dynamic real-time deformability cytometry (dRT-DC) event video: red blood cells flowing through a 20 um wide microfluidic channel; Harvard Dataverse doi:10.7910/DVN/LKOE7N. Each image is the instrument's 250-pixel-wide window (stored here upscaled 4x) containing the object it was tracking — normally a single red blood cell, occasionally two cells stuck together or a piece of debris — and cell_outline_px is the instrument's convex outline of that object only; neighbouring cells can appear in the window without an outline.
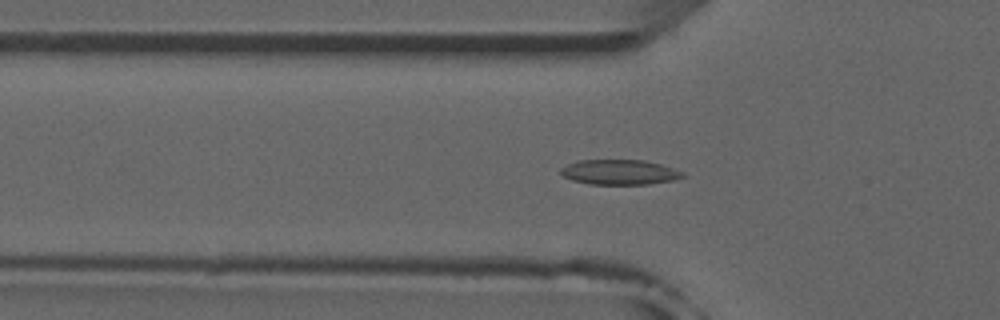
{"species": "common noctule bat (a hibernating species)", "species_latin": "Nyctalus noctula", "temperature_condition": "room temperature", "stored_images_in_passage": 52, "camera_frame_rate_fps": 3000, "um_per_image_px": 0.085, "animal": {"sex": "male", "forearm_length_mm": 52.5}, "frame": {"image": 1, "passage_image": 17, "time_ms": 5.333, "image_size_px": [1000, 320], "cell_outline_px": [[684, 176], [676, 180], [648, 184], [588, 184], [572, 180], [564, 176], [560, 172], [560, 168], [568, 164], [580, 160], [644, 160], [660, 164], [684, 172]], "centroid_in_image_um": [52.67, 14.63], "position_along_channel_um": 73.1, "area_um2": 17.74}}
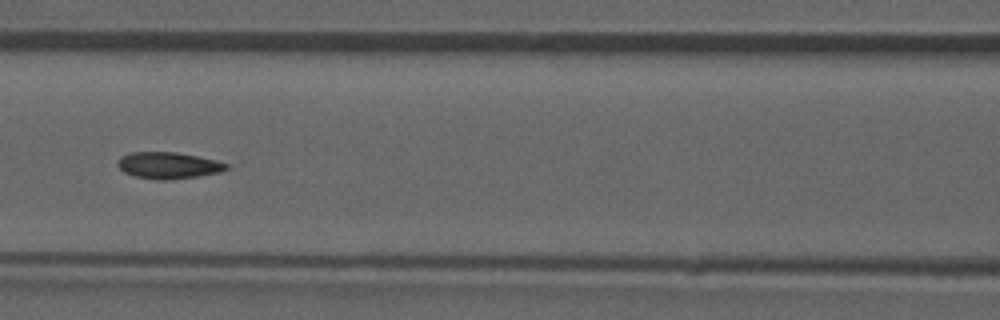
{"frame": {"image": 2, "passage_image": 23, "time_ms": 7.333, "image_size_px": [1000, 320], "cell_outline_px": [[232, 164], [228, 168], [220, 172], [196, 176], [168, 180], [156, 180], [136, 176], [124, 172], [116, 164], [120, 156], [132, 152], [176, 152], [216, 160]], "centroid_in_image_um": [14.32, 14.05], "position_along_channel_um": 152.3, "area_um2": 16.82}}
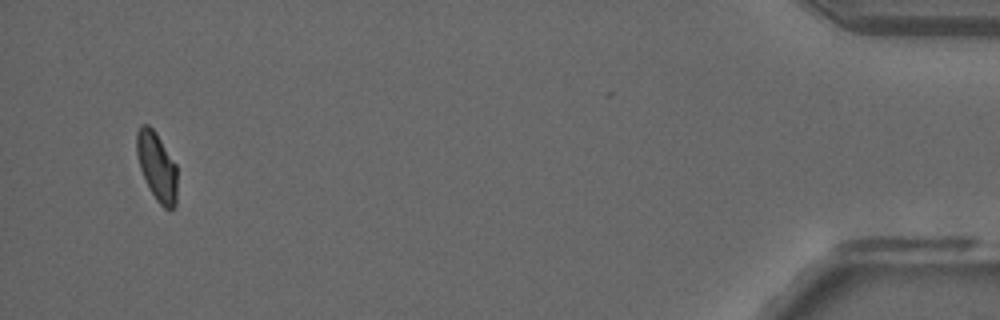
{"frame": {"image": 3, "passage_image": 50, "time_ms": 16.333, "image_size_px": [1000, 320], "cell_outline_px": [[176, 204], [172, 208], [164, 208], [156, 200], [140, 168], [136, 156], [136, 132], [140, 124], [148, 124], [156, 132], [176, 164]], "centroid_in_image_um": [13.31, 14.09], "position_along_channel_um": 421.9, "area_um2": 16.07}, "authors_computed_cell_mechanics": {"area_um2": 16.9065, "velocity_mm_per_s": 3.9296, "shape_relaxation_time_tau1_ms": null, "shape_relaxation_time_tau2_ms": 1.9171, "deformation_change_tau1": null, "deformation_change_tau2": 0.0738}}